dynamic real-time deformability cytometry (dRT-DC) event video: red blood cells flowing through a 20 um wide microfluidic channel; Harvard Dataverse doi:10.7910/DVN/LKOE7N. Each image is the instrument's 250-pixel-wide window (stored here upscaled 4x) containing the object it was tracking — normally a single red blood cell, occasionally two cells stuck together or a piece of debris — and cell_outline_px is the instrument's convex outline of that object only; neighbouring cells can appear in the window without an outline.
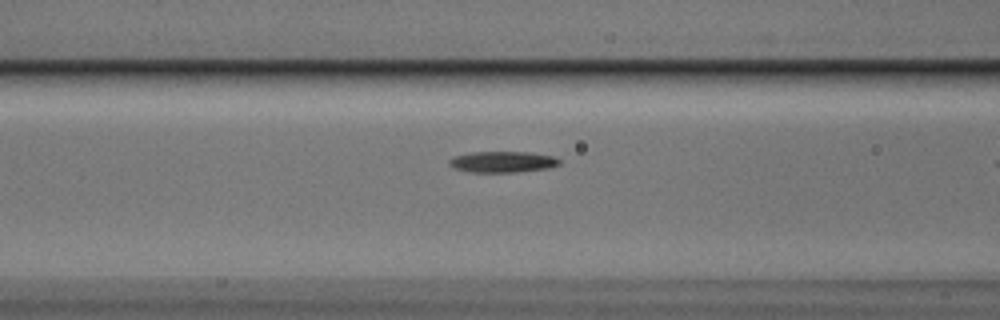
{"species": "Egyptian fruit bat (a non-hibernating species)", "species_latin": "Rousettus aegyptiacus", "temperature_condition": "cold", "stored_images_in_passage": 9, "camera_frame_rate_fps": 3000, "um_per_image_px": 0.085, "animal": {"sex": "male"}, "frame": {"image": 1, "passage_image": 7, "time_ms": 2.0, "image_size_px": [1000, 320], "cell_outline_px": [[560, 164], [548, 168], [520, 172], [472, 172], [456, 168], [448, 164], [448, 160], [452, 156], [472, 152], [528, 152], [552, 156], [560, 160]], "centroid_in_image_um": [42.7, 13.75], "position_along_channel_um": 123.9, "area_um2": 13.53}}